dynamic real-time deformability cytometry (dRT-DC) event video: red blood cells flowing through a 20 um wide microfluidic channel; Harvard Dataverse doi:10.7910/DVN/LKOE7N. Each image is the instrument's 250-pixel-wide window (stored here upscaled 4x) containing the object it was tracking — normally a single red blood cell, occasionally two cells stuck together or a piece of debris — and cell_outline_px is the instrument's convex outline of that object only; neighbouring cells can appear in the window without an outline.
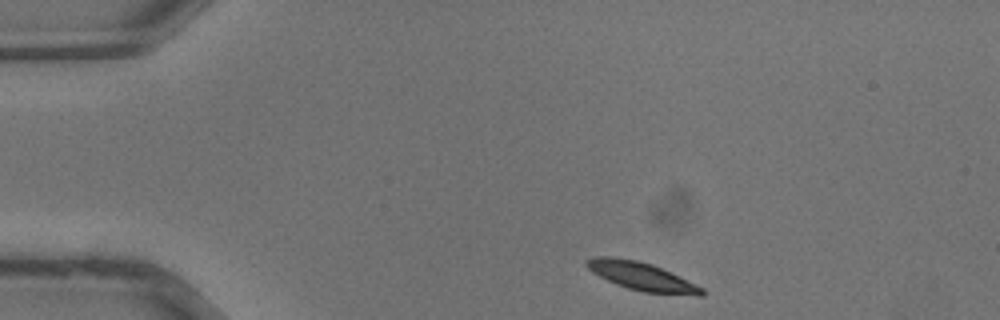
{"species": "common noctule bat (a hibernating species)", "species_latin": "Nyctalus noctula", "temperature_condition": "warm", "stored_images_in_passage": 31, "camera_frame_rate_fps": 3000, "um_per_image_px": 0.085, "animal": {"sex": "male", "body_mass_g": 13.3}, "frame": {"image": 1, "passage_image": 1, "time_ms": 0.0, "image_size_px": [1000, 320], "cell_outline_px": [[704, 296], [696, 296], [644, 292], [628, 288], [616, 284], [592, 272], [584, 264], [584, 260], [596, 256], [612, 256], [636, 260], [652, 264], [704, 288]], "centroid_in_image_um": [54.53, 23.49], "position_along_channel_um": 30.5, "area_um2": 18.9}}
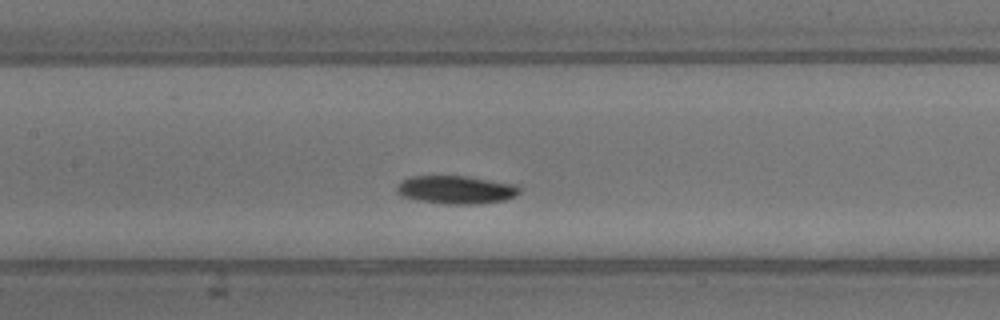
{"frame": {"image": 2, "passage_image": 12, "time_ms": 3.667, "image_size_px": [1000, 320], "cell_outline_px": [[520, 192], [516, 196], [504, 200], [476, 204], [444, 204], [416, 200], [400, 196], [396, 192], [396, 184], [400, 180], [412, 176], [468, 176], [516, 184], [520, 188]], "centroid_in_image_um": [38.72, 16.12], "position_along_channel_um": 168.7, "area_um2": 20.46}}
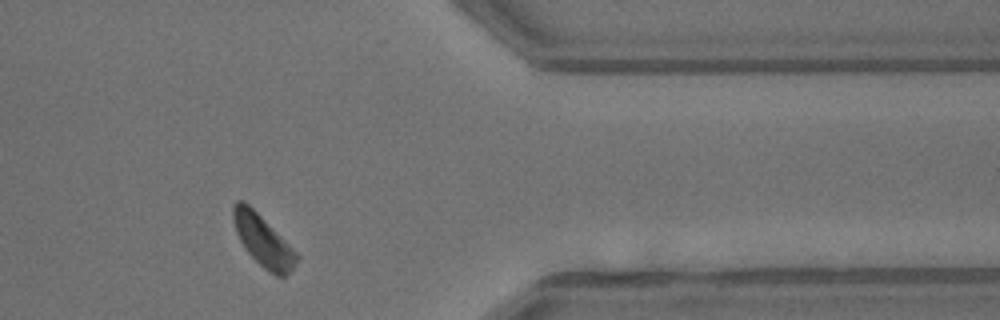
{"frame": {"image": 3, "passage_image": 25, "time_ms": 8.0, "image_size_px": [1000, 320], "cell_outline_px": [[300, 256], [292, 268], [284, 276], [276, 276], [268, 272], [244, 248], [236, 232], [232, 216], [232, 208], [236, 200], [244, 200]], "centroid_in_image_um": [22.33, 20.45], "position_along_channel_um": 389.1, "area_um2": 18.38}}